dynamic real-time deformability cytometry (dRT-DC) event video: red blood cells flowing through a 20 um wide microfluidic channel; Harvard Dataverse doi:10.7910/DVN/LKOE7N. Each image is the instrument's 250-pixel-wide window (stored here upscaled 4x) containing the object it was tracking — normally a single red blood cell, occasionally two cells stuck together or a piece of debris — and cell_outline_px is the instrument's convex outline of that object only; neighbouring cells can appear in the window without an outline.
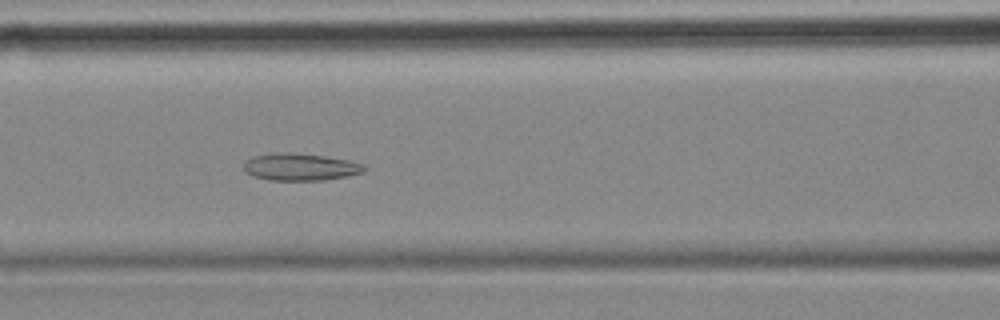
{"species": "common noctule bat (a hibernating species)", "species_latin": "Nyctalus noctula", "temperature_condition": "cold", "stored_images_in_passage": 47, "camera_frame_rate_fps": 3000, "um_per_image_px": 0.085, "animal": {"sex": "female", "body_mass_g": 18.4}, "frame": {"image": 1, "passage_image": 14, "time_ms": 4.333, "image_size_px": [1000, 320], "cell_outline_px": [[368, 168], [364, 172], [348, 176], [324, 180], [268, 180], [244, 172], [244, 160], [252, 156], [324, 156], [348, 160], [364, 164]], "centroid_in_image_um": [25.61, 14.26], "position_along_channel_um": 141.0, "area_um2": 18.03}}
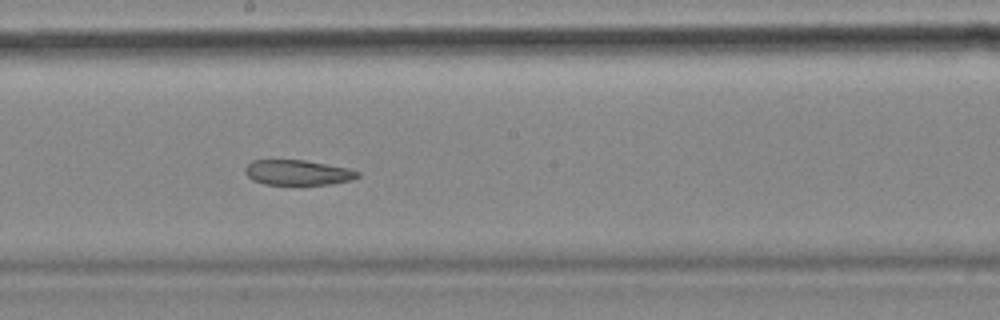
{"frame": {"image": 2, "passage_image": 21, "time_ms": 6.667, "image_size_px": [1000, 320], "cell_outline_px": [[360, 176], [352, 180], [332, 184], [264, 184], [252, 180], [244, 172], [244, 168], [252, 160], [304, 160], [352, 168], [360, 172]], "centroid_in_image_um": [25.34, 14.66], "position_along_channel_um": 222.9, "area_um2": 16.65}}
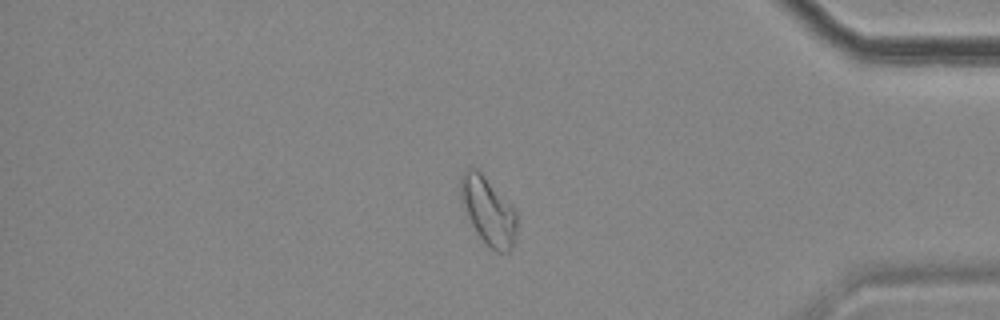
{"frame": {"image": 3, "passage_image": 38, "time_ms": 12.333, "image_size_px": [1000, 320], "cell_outline_px": [[516, 232], [512, 248], [508, 252], [496, 252], [476, 232], [468, 216], [460, 192], [460, 176], [468, 168], [476, 168], [512, 204], [516, 212]], "centroid_in_image_um": [41.52, 17.91], "position_along_channel_um": 393.7, "area_um2": 21.68}, "authors_computed_cell_mechanics": {"area_um2": 19.8254, "velocity_mm_per_s": 3.5251, "shape_relaxation_time_tau1_ms": null, "shape_relaxation_time_tau2_ms": 4.9859, "deformation_change_tau1": null, "deformation_change_tau2": 0.1205}}